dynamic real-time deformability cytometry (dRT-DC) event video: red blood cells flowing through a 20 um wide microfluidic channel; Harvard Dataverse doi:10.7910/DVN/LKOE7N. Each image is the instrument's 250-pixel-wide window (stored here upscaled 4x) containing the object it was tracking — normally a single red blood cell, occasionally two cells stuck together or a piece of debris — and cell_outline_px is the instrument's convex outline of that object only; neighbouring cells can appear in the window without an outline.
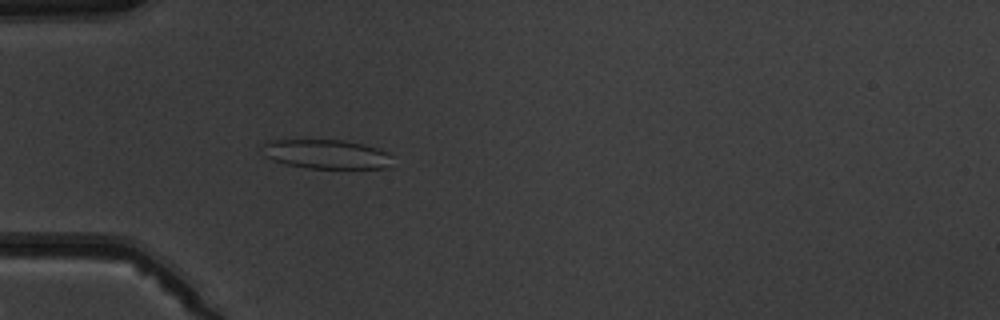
{"species": "common noctule bat (a hibernating species)", "species_latin": "Nyctalus noctula", "temperature_condition": "warm", "stored_images_in_passage": 5, "camera_frame_rate_fps": 3000, "um_per_image_px": 0.085, "animal": {"sex": "male", "body_mass_g": 19.5, "forearm_length_mm": 54.6}, "frame": {"image": 1, "passage_image": 5, "time_ms": 4.667, "image_size_px": [1000, 320], "cell_outline_px": [[392, 156], [388, 168], [308, 168], [284, 164], [264, 156], [260, 144], [264, 140], [344, 140], [364, 144], [388, 152]], "centroid_in_image_um": [27.68, 13.09], "position_along_channel_um": 57.3, "area_um2": 22.37}}